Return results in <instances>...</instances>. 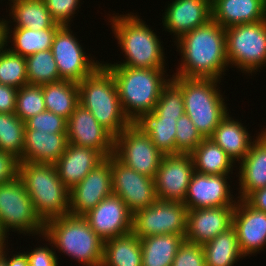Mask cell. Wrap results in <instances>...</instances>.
<instances>
[{
  "mask_svg": "<svg viewBox=\"0 0 266 266\" xmlns=\"http://www.w3.org/2000/svg\"><path fill=\"white\" fill-rule=\"evenodd\" d=\"M174 42L182 57L176 73L170 76L222 80L229 66L225 28L211 19Z\"/></svg>",
  "mask_w": 266,
  "mask_h": 266,
  "instance_id": "1",
  "label": "cell"
},
{
  "mask_svg": "<svg viewBox=\"0 0 266 266\" xmlns=\"http://www.w3.org/2000/svg\"><path fill=\"white\" fill-rule=\"evenodd\" d=\"M135 14V15H134ZM110 20V21H109ZM111 30L125 57L120 63H104L103 66L166 69L163 45L151 27L136 13L114 15L109 19Z\"/></svg>",
  "mask_w": 266,
  "mask_h": 266,
  "instance_id": "2",
  "label": "cell"
},
{
  "mask_svg": "<svg viewBox=\"0 0 266 266\" xmlns=\"http://www.w3.org/2000/svg\"><path fill=\"white\" fill-rule=\"evenodd\" d=\"M104 67L113 75L122 109L132 123L155 109L162 88L171 79L166 69Z\"/></svg>",
  "mask_w": 266,
  "mask_h": 266,
  "instance_id": "3",
  "label": "cell"
},
{
  "mask_svg": "<svg viewBox=\"0 0 266 266\" xmlns=\"http://www.w3.org/2000/svg\"><path fill=\"white\" fill-rule=\"evenodd\" d=\"M43 235L55 249L84 266H102L104 241L83 216L64 215L45 222Z\"/></svg>",
  "mask_w": 266,
  "mask_h": 266,
  "instance_id": "4",
  "label": "cell"
},
{
  "mask_svg": "<svg viewBox=\"0 0 266 266\" xmlns=\"http://www.w3.org/2000/svg\"><path fill=\"white\" fill-rule=\"evenodd\" d=\"M77 84L79 104L114 138L132 124L122 109L115 79L103 65Z\"/></svg>",
  "mask_w": 266,
  "mask_h": 266,
  "instance_id": "5",
  "label": "cell"
},
{
  "mask_svg": "<svg viewBox=\"0 0 266 266\" xmlns=\"http://www.w3.org/2000/svg\"><path fill=\"white\" fill-rule=\"evenodd\" d=\"M18 176L44 223L69 214V189L60 180L54 164L19 162Z\"/></svg>",
  "mask_w": 266,
  "mask_h": 266,
  "instance_id": "6",
  "label": "cell"
},
{
  "mask_svg": "<svg viewBox=\"0 0 266 266\" xmlns=\"http://www.w3.org/2000/svg\"><path fill=\"white\" fill-rule=\"evenodd\" d=\"M171 80L181 89L185 114L191 119L203 138H210L227 115L228 107L217 85L219 79L183 78L172 76Z\"/></svg>",
  "mask_w": 266,
  "mask_h": 266,
  "instance_id": "7",
  "label": "cell"
},
{
  "mask_svg": "<svg viewBox=\"0 0 266 266\" xmlns=\"http://www.w3.org/2000/svg\"><path fill=\"white\" fill-rule=\"evenodd\" d=\"M45 223L37 215L32 200L20 179L0 184V234L8 241L9 232L17 231L19 234L44 233Z\"/></svg>",
  "mask_w": 266,
  "mask_h": 266,
  "instance_id": "8",
  "label": "cell"
},
{
  "mask_svg": "<svg viewBox=\"0 0 266 266\" xmlns=\"http://www.w3.org/2000/svg\"><path fill=\"white\" fill-rule=\"evenodd\" d=\"M225 30L229 67L233 65L249 76L260 72L259 69L266 66V19Z\"/></svg>",
  "mask_w": 266,
  "mask_h": 266,
  "instance_id": "9",
  "label": "cell"
},
{
  "mask_svg": "<svg viewBox=\"0 0 266 266\" xmlns=\"http://www.w3.org/2000/svg\"><path fill=\"white\" fill-rule=\"evenodd\" d=\"M113 155L124 165L153 179L165 156L136 123L114 138Z\"/></svg>",
  "mask_w": 266,
  "mask_h": 266,
  "instance_id": "10",
  "label": "cell"
},
{
  "mask_svg": "<svg viewBox=\"0 0 266 266\" xmlns=\"http://www.w3.org/2000/svg\"><path fill=\"white\" fill-rule=\"evenodd\" d=\"M187 207L183 202L156 200L133 214L132 232L140 239L152 235L185 236Z\"/></svg>",
  "mask_w": 266,
  "mask_h": 266,
  "instance_id": "11",
  "label": "cell"
},
{
  "mask_svg": "<svg viewBox=\"0 0 266 266\" xmlns=\"http://www.w3.org/2000/svg\"><path fill=\"white\" fill-rule=\"evenodd\" d=\"M71 26H61L54 35L51 50L62 80L80 82L92 75L102 61H95L87 56L85 48L70 29ZM73 34V35H72ZM90 56V57H89Z\"/></svg>",
  "mask_w": 266,
  "mask_h": 266,
  "instance_id": "12",
  "label": "cell"
},
{
  "mask_svg": "<svg viewBox=\"0 0 266 266\" xmlns=\"http://www.w3.org/2000/svg\"><path fill=\"white\" fill-rule=\"evenodd\" d=\"M111 174L112 193L126 203L132 214L157 200L154 179L124 165L114 155H111Z\"/></svg>",
  "mask_w": 266,
  "mask_h": 266,
  "instance_id": "13",
  "label": "cell"
},
{
  "mask_svg": "<svg viewBox=\"0 0 266 266\" xmlns=\"http://www.w3.org/2000/svg\"><path fill=\"white\" fill-rule=\"evenodd\" d=\"M194 172L191 154L165 155L154 178L157 199L184 202Z\"/></svg>",
  "mask_w": 266,
  "mask_h": 266,
  "instance_id": "14",
  "label": "cell"
},
{
  "mask_svg": "<svg viewBox=\"0 0 266 266\" xmlns=\"http://www.w3.org/2000/svg\"><path fill=\"white\" fill-rule=\"evenodd\" d=\"M112 194L110 155L69 190V214L83 216Z\"/></svg>",
  "mask_w": 266,
  "mask_h": 266,
  "instance_id": "15",
  "label": "cell"
},
{
  "mask_svg": "<svg viewBox=\"0 0 266 266\" xmlns=\"http://www.w3.org/2000/svg\"><path fill=\"white\" fill-rule=\"evenodd\" d=\"M229 175H207L195 171L189 182L183 204L188 210L236 206L238 198L234 199L231 194L233 192L228 182L231 179Z\"/></svg>",
  "mask_w": 266,
  "mask_h": 266,
  "instance_id": "16",
  "label": "cell"
},
{
  "mask_svg": "<svg viewBox=\"0 0 266 266\" xmlns=\"http://www.w3.org/2000/svg\"><path fill=\"white\" fill-rule=\"evenodd\" d=\"M83 217L103 241L132 231L133 214L126 203L114 194L104 198Z\"/></svg>",
  "mask_w": 266,
  "mask_h": 266,
  "instance_id": "17",
  "label": "cell"
},
{
  "mask_svg": "<svg viewBox=\"0 0 266 266\" xmlns=\"http://www.w3.org/2000/svg\"><path fill=\"white\" fill-rule=\"evenodd\" d=\"M67 140L70 144L93 148L105 158L114 153V137L80 104L67 120Z\"/></svg>",
  "mask_w": 266,
  "mask_h": 266,
  "instance_id": "18",
  "label": "cell"
},
{
  "mask_svg": "<svg viewBox=\"0 0 266 266\" xmlns=\"http://www.w3.org/2000/svg\"><path fill=\"white\" fill-rule=\"evenodd\" d=\"M236 229L240 250L244 257L266 248V213L252 207L246 200L238 199L233 225Z\"/></svg>",
  "mask_w": 266,
  "mask_h": 266,
  "instance_id": "19",
  "label": "cell"
},
{
  "mask_svg": "<svg viewBox=\"0 0 266 266\" xmlns=\"http://www.w3.org/2000/svg\"><path fill=\"white\" fill-rule=\"evenodd\" d=\"M235 206L188 210L185 240L201 244L214 239L233 225Z\"/></svg>",
  "mask_w": 266,
  "mask_h": 266,
  "instance_id": "20",
  "label": "cell"
},
{
  "mask_svg": "<svg viewBox=\"0 0 266 266\" xmlns=\"http://www.w3.org/2000/svg\"><path fill=\"white\" fill-rule=\"evenodd\" d=\"M162 15L164 30L176 40L212 19L211 0H172Z\"/></svg>",
  "mask_w": 266,
  "mask_h": 266,
  "instance_id": "21",
  "label": "cell"
},
{
  "mask_svg": "<svg viewBox=\"0 0 266 266\" xmlns=\"http://www.w3.org/2000/svg\"><path fill=\"white\" fill-rule=\"evenodd\" d=\"M253 138L247 155L239 165V192L237 198L245 200L252 192L266 187V131ZM240 194V195H239Z\"/></svg>",
  "mask_w": 266,
  "mask_h": 266,
  "instance_id": "22",
  "label": "cell"
},
{
  "mask_svg": "<svg viewBox=\"0 0 266 266\" xmlns=\"http://www.w3.org/2000/svg\"><path fill=\"white\" fill-rule=\"evenodd\" d=\"M104 159L93 148L68 143L65 152L54 165L60 180L70 190Z\"/></svg>",
  "mask_w": 266,
  "mask_h": 266,
  "instance_id": "23",
  "label": "cell"
},
{
  "mask_svg": "<svg viewBox=\"0 0 266 266\" xmlns=\"http://www.w3.org/2000/svg\"><path fill=\"white\" fill-rule=\"evenodd\" d=\"M212 19L221 27L266 19V0H211Z\"/></svg>",
  "mask_w": 266,
  "mask_h": 266,
  "instance_id": "24",
  "label": "cell"
},
{
  "mask_svg": "<svg viewBox=\"0 0 266 266\" xmlns=\"http://www.w3.org/2000/svg\"><path fill=\"white\" fill-rule=\"evenodd\" d=\"M67 144V133L25 129L24 150L19 162L55 164L65 152Z\"/></svg>",
  "mask_w": 266,
  "mask_h": 266,
  "instance_id": "25",
  "label": "cell"
},
{
  "mask_svg": "<svg viewBox=\"0 0 266 266\" xmlns=\"http://www.w3.org/2000/svg\"><path fill=\"white\" fill-rule=\"evenodd\" d=\"M243 123L227 115L220 121L210 137L236 163H239L248 153L252 137Z\"/></svg>",
  "mask_w": 266,
  "mask_h": 266,
  "instance_id": "26",
  "label": "cell"
},
{
  "mask_svg": "<svg viewBox=\"0 0 266 266\" xmlns=\"http://www.w3.org/2000/svg\"><path fill=\"white\" fill-rule=\"evenodd\" d=\"M9 6L8 16H11L13 21L8 19L7 23L14 22L15 24H12L14 28H29L38 31L61 27L52 19L43 0H10Z\"/></svg>",
  "mask_w": 266,
  "mask_h": 266,
  "instance_id": "27",
  "label": "cell"
},
{
  "mask_svg": "<svg viewBox=\"0 0 266 266\" xmlns=\"http://www.w3.org/2000/svg\"><path fill=\"white\" fill-rule=\"evenodd\" d=\"M102 266H142L140 239L131 231L104 241Z\"/></svg>",
  "mask_w": 266,
  "mask_h": 266,
  "instance_id": "28",
  "label": "cell"
},
{
  "mask_svg": "<svg viewBox=\"0 0 266 266\" xmlns=\"http://www.w3.org/2000/svg\"><path fill=\"white\" fill-rule=\"evenodd\" d=\"M191 156L195 171L201 174H232L236 167V162L210 138H204L191 153Z\"/></svg>",
  "mask_w": 266,
  "mask_h": 266,
  "instance_id": "29",
  "label": "cell"
},
{
  "mask_svg": "<svg viewBox=\"0 0 266 266\" xmlns=\"http://www.w3.org/2000/svg\"><path fill=\"white\" fill-rule=\"evenodd\" d=\"M182 235L160 234L140 238L142 266H171L180 244Z\"/></svg>",
  "mask_w": 266,
  "mask_h": 266,
  "instance_id": "30",
  "label": "cell"
},
{
  "mask_svg": "<svg viewBox=\"0 0 266 266\" xmlns=\"http://www.w3.org/2000/svg\"><path fill=\"white\" fill-rule=\"evenodd\" d=\"M46 111L69 119L79 105L78 84L69 80H60L41 85Z\"/></svg>",
  "mask_w": 266,
  "mask_h": 266,
  "instance_id": "31",
  "label": "cell"
},
{
  "mask_svg": "<svg viewBox=\"0 0 266 266\" xmlns=\"http://www.w3.org/2000/svg\"><path fill=\"white\" fill-rule=\"evenodd\" d=\"M203 251L206 266H234L238 260L245 258L233 226L204 243Z\"/></svg>",
  "mask_w": 266,
  "mask_h": 266,
  "instance_id": "32",
  "label": "cell"
},
{
  "mask_svg": "<svg viewBox=\"0 0 266 266\" xmlns=\"http://www.w3.org/2000/svg\"><path fill=\"white\" fill-rule=\"evenodd\" d=\"M11 26L12 25H9V23L7 24L6 42L7 46H9L8 45L9 42H12L13 47L11 46L8 49L11 52L24 57L39 51L50 50L54 35L59 29V28H48L36 31L29 28L10 29Z\"/></svg>",
  "mask_w": 266,
  "mask_h": 266,
  "instance_id": "33",
  "label": "cell"
},
{
  "mask_svg": "<svg viewBox=\"0 0 266 266\" xmlns=\"http://www.w3.org/2000/svg\"><path fill=\"white\" fill-rule=\"evenodd\" d=\"M136 124L150 137L164 155L176 154L177 119L160 118L153 111L143 115Z\"/></svg>",
  "mask_w": 266,
  "mask_h": 266,
  "instance_id": "34",
  "label": "cell"
},
{
  "mask_svg": "<svg viewBox=\"0 0 266 266\" xmlns=\"http://www.w3.org/2000/svg\"><path fill=\"white\" fill-rule=\"evenodd\" d=\"M25 122L15 113L0 112V150L19 160L24 150Z\"/></svg>",
  "mask_w": 266,
  "mask_h": 266,
  "instance_id": "35",
  "label": "cell"
},
{
  "mask_svg": "<svg viewBox=\"0 0 266 266\" xmlns=\"http://www.w3.org/2000/svg\"><path fill=\"white\" fill-rule=\"evenodd\" d=\"M25 58L28 84L44 85L62 80L51 49L36 52Z\"/></svg>",
  "mask_w": 266,
  "mask_h": 266,
  "instance_id": "36",
  "label": "cell"
},
{
  "mask_svg": "<svg viewBox=\"0 0 266 266\" xmlns=\"http://www.w3.org/2000/svg\"><path fill=\"white\" fill-rule=\"evenodd\" d=\"M0 83L17 89L28 84L26 58L7 47L0 52Z\"/></svg>",
  "mask_w": 266,
  "mask_h": 266,
  "instance_id": "37",
  "label": "cell"
},
{
  "mask_svg": "<svg viewBox=\"0 0 266 266\" xmlns=\"http://www.w3.org/2000/svg\"><path fill=\"white\" fill-rule=\"evenodd\" d=\"M46 111L41 85L26 84L17 91L15 114L25 122Z\"/></svg>",
  "mask_w": 266,
  "mask_h": 266,
  "instance_id": "38",
  "label": "cell"
},
{
  "mask_svg": "<svg viewBox=\"0 0 266 266\" xmlns=\"http://www.w3.org/2000/svg\"><path fill=\"white\" fill-rule=\"evenodd\" d=\"M153 112L160 118L178 119L185 114L183 93L170 79L162 88Z\"/></svg>",
  "mask_w": 266,
  "mask_h": 266,
  "instance_id": "39",
  "label": "cell"
},
{
  "mask_svg": "<svg viewBox=\"0 0 266 266\" xmlns=\"http://www.w3.org/2000/svg\"><path fill=\"white\" fill-rule=\"evenodd\" d=\"M203 139L188 115L177 119L176 154H191Z\"/></svg>",
  "mask_w": 266,
  "mask_h": 266,
  "instance_id": "40",
  "label": "cell"
},
{
  "mask_svg": "<svg viewBox=\"0 0 266 266\" xmlns=\"http://www.w3.org/2000/svg\"><path fill=\"white\" fill-rule=\"evenodd\" d=\"M25 129L48 133H67V119L53 112L44 111L27 119Z\"/></svg>",
  "mask_w": 266,
  "mask_h": 266,
  "instance_id": "41",
  "label": "cell"
},
{
  "mask_svg": "<svg viewBox=\"0 0 266 266\" xmlns=\"http://www.w3.org/2000/svg\"><path fill=\"white\" fill-rule=\"evenodd\" d=\"M171 266H206L203 245L184 239Z\"/></svg>",
  "mask_w": 266,
  "mask_h": 266,
  "instance_id": "42",
  "label": "cell"
},
{
  "mask_svg": "<svg viewBox=\"0 0 266 266\" xmlns=\"http://www.w3.org/2000/svg\"><path fill=\"white\" fill-rule=\"evenodd\" d=\"M52 19L61 26H70L71 20L79 11L80 0H43ZM73 15V16H72Z\"/></svg>",
  "mask_w": 266,
  "mask_h": 266,
  "instance_id": "43",
  "label": "cell"
},
{
  "mask_svg": "<svg viewBox=\"0 0 266 266\" xmlns=\"http://www.w3.org/2000/svg\"><path fill=\"white\" fill-rule=\"evenodd\" d=\"M40 237L43 239H46L45 241L49 242L47 243L50 248L45 244L43 247L39 246L31 250V252L26 251L27 260L29 266H59L58 265V257L56 255V252L52 243L42 234Z\"/></svg>",
  "mask_w": 266,
  "mask_h": 266,
  "instance_id": "44",
  "label": "cell"
},
{
  "mask_svg": "<svg viewBox=\"0 0 266 266\" xmlns=\"http://www.w3.org/2000/svg\"><path fill=\"white\" fill-rule=\"evenodd\" d=\"M19 173V159L13 154L0 150V184L9 182Z\"/></svg>",
  "mask_w": 266,
  "mask_h": 266,
  "instance_id": "45",
  "label": "cell"
},
{
  "mask_svg": "<svg viewBox=\"0 0 266 266\" xmlns=\"http://www.w3.org/2000/svg\"><path fill=\"white\" fill-rule=\"evenodd\" d=\"M18 89L0 83V112L15 113Z\"/></svg>",
  "mask_w": 266,
  "mask_h": 266,
  "instance_id": "46",
  "label": "cell"
},
{
  "mask_svg": "<svg viewBox=\"0 0 266 266\" xmlns=\"http://www.w3.org/2000/svg\"><path fill=\"white\" fill-rule=\"evenodd\" d=\"M245 200L252 207L266 213V187L255 190Z\"/></svg>",
  "mask_w": 266,
  "mask_h": 266,
  "instance_id": "47",
  "label": "cell"
},
{
  "mask_svg": "<svg viewBox=\"0 0 266 266\" xmlns=\"http://www.w3.org/2000/svg\"><path fill=\"white\" fill-rule=\"evenodd\" d=\"M6 243L4 244V262L6 263V266H29L28 264V260H27V255L24 251V253L22 252H17V254H10V256L8 255L9 251L6 248ZM7 251V252H6ZM8 255V257H7Z\"/></svg>",
  "mask_w": 266,
  "mask_h": 266,
  "instance_id": "48",
  "label": "cell"
},
{
  "mask_svg": "<svg viewBox=\"0 0 266 266\" xmlns=\"http://www.w3.org/2000/svg\"><path fill=\"white\" fill-rule=\"evenodd\" d=\"M7 19L0 18V52L7 46Z\"/></svg>",
  "mask_w": 266,
  "mask_h": 266,
  "instance_id": "49",
  "label": "cell"
},
{
  "mask_svg": "<svg viewBox=\"0 0 266 266\" xmlns=\"http://www.w3.org/2000/svg\"><path fill=\"white\" fill-rule=\"evenodd\" d=\"M0 266H6V263L4 262V245L0 250Z\"/></svg>",
  "mask_w": 266,
  "mask_h": 266,
  "instance_id": "50",
  "label": "cell"
},
{
  "mask_svg": "<svg viewBox=\"0 0 266 266\" xmlns=\"http://www.w3.org/2000/svg\"><path fill=\"white\" fill-rule=\"evenodd\" d=\"M7 239H5L1 234H0V250H1V247L7 243L8 244V241L6 242Z\"/></svg>",
  "mask_w": 266,
  "mask_h": 266,
  "instance_id": "51",
  "label": "cell"
}]
</instances>
